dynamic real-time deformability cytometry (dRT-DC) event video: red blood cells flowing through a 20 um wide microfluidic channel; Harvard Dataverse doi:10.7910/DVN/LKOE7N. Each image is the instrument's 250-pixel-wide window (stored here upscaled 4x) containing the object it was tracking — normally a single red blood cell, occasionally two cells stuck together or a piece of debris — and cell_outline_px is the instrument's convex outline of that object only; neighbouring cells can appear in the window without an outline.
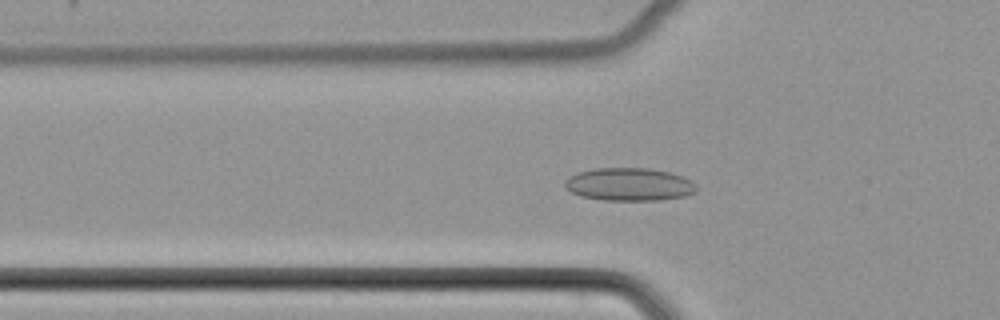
{"species": "common noctule bat (a hibernating species)", "species_latin": "Nyctalus noctula", "temperature_condition": "cold", "stored_images_in_passage": 51, "camera_frame_rate_fps": 3000, "um_per_image_px": 0.085, "animal": {"sex": "female", "body_mass_g": 22.7, "forearm_length_mm": 54.2}, "frame": {"image": 1, "passage_image": 17, "time_ms": 5.333, "image_size_px": [1000, 320], "cell_outline_px": [[696, 192], [684, 196], [660, 200], [604, 200], [580, 196], [572, 192], [564, 184], [564, 180], [568, 176], [576, 172], [592, 168], [648, 168], [668, 172], [680, 176], [696, 184]], "centroid_in_image_um": [53.43, 15.66], "position_along_channel_um": 72.4, "area_um2": 25.2}}
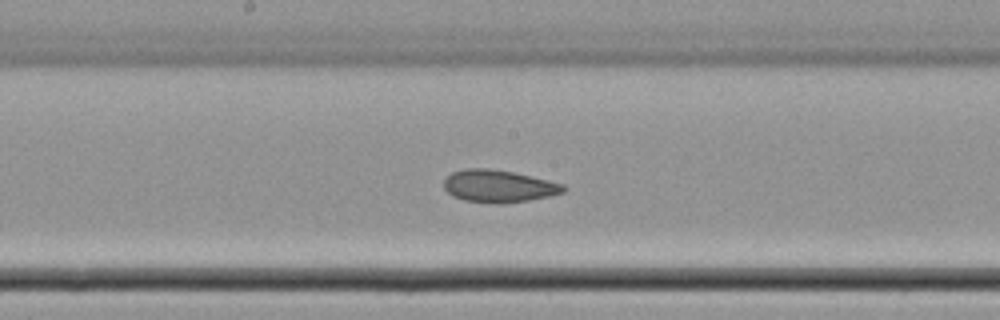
{"frame": {"image": 2, "passage_image": 27, "time_ms": 8.667, "image_size_px": [1000, 320], "cell_outline_px": [[568, 188], [564, 192], [548, 196], [528, 200], [500, 204], [492, 204], [464, 200], [452, 196], [444, 188], [444, 176], [452, 172], [464, 168], [488, 168], [512, 172], [548, 180], [564, 184]], "centroid_in_image_um": [42.35, 15.82], "position_along_channel_um": 205.9, "area_um2": 22.72}}
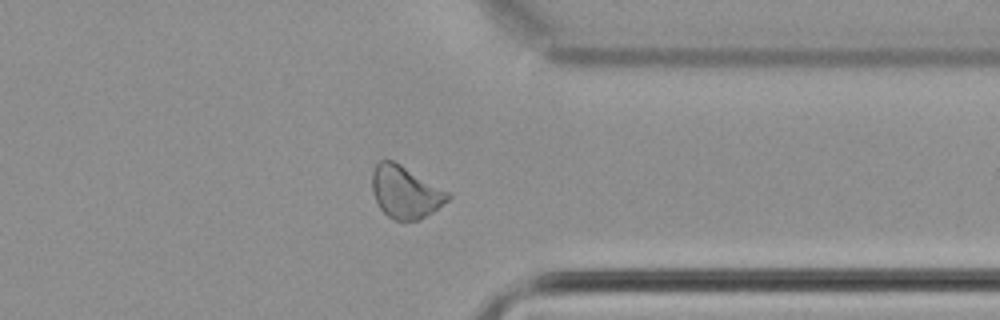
{"frame": {"image": 3, "passage_image": 40, "time_ms": 13.0, "image_size_px": [1000, 320], "cell_outline_px": [[452, 196], [448, 200], [432, 212], [416, 220], [392, 220], [380, 208], [372, 192], [372, 172], [376, 164], [380, 160], [392, 160], [400, 164], [452, 192]], "centroid_in_image_um": [34.47, 16.31], "position_along_channel_um": 376.9, "area_um2": 23.12}}